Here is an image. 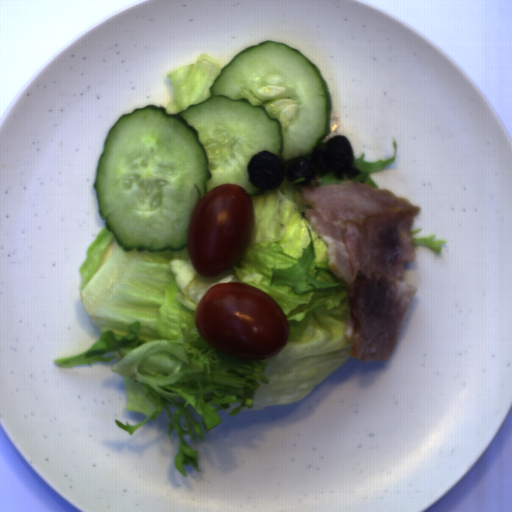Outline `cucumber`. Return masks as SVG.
Returning <instances> with one entry per match:
<instances>
[{"label":"cucumber","instance_id":"1","mask_svg":"<svg viewBox=\"0 0 512 512\" xmlns=\"http://www.w3.org/2000/svg\"><path fill=\"white\" fill-rule=\"evenodd\" d=\"M209 89L179 114L148 104L111 127L93 185L100 217L124 251L179 252L207 193L233 184L257 195L248 174L256 154L290 161L331 133L326 79L281 42L246 47Z\"/></svg>","mask_w":512,"mask_h":512}]
</instances>
